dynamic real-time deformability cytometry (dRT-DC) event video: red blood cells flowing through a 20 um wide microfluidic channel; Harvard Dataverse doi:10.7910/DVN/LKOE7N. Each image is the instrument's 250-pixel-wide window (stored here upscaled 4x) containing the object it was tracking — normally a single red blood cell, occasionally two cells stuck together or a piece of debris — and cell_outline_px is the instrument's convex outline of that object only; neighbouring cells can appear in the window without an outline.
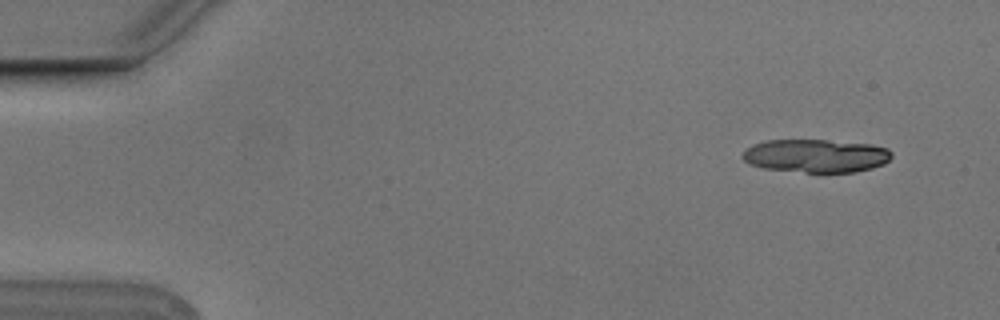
{"species": "Egyptian fruit bat (a non-hibernating species)", "species_latin": "Rousettus aegyptiacus", "temperature_condition": "cold", "stored_images_in_passage": 5, "camera_frame_rate_fps": 3000, "um_per_image_px": 0.085, "animal": {"sex": "male"}, "frame": {"image": 1, "passage_image": 1, "time_ms": 0.0, "image_size_px": [1000, 320], "cell_outline_px": [[892, 156], [884, 164], [872, 168], [856, 172], [804, 172], [764, 168], [752, 164], [744, 160], [740, 156], [752, 144], [764, 140], [828, 140], [872, 144], [888, 148], [892, 152]], "centroid_in_image_um": [69.38, 13.23], "position_along_channel_um": 15.6, "area_um2": 28.96}}